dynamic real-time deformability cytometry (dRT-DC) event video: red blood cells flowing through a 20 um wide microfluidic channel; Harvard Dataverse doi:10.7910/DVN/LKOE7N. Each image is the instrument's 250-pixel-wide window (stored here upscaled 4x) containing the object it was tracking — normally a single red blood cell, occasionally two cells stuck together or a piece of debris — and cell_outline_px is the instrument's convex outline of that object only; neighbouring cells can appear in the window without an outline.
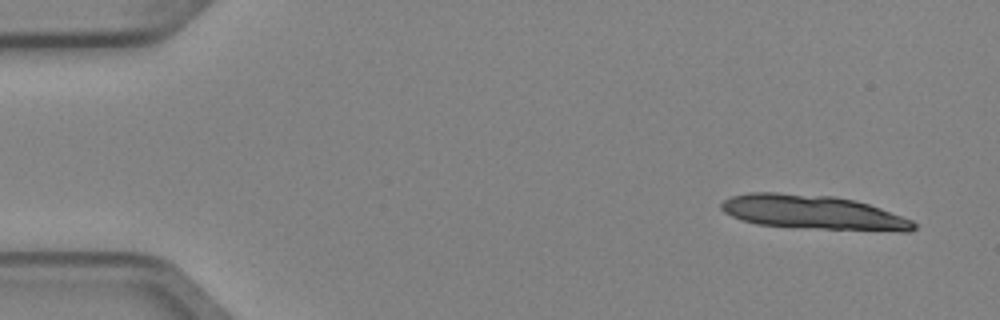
{"species": "Egyptian fruit bat (a non-hibernating species)", "species_latin": "Rousettus aegyptiacus", "temperature_condition": "cold", "stored_images_in_passage": 6, "segment_of_instrument_passage": [1, 2], "camera_frame_rate_fps": 3000, "um_per_image_px": 0.085, "animal": {"sex": "female"}, "frame": {"image": 1, "passage_image": 1, "time_ms": 0.0, "image_size_px": [1000, 320], "cell_outline_px": [[916, 228], [912, 232], [900, 232], [820, 228], [756, 224], [740, 220], [724, 212], [720, 208], [720, 204], [724, 200], [732, 196], [748, 192], [776, 192], [832, 196], [852, 200], [868, 204], [880, 208], [912, 220], [916, 224]], "centroid_in_image_um": [69.11, 18.05], "position_along_channel_um": 15.9, "area_um2": 38.15}}